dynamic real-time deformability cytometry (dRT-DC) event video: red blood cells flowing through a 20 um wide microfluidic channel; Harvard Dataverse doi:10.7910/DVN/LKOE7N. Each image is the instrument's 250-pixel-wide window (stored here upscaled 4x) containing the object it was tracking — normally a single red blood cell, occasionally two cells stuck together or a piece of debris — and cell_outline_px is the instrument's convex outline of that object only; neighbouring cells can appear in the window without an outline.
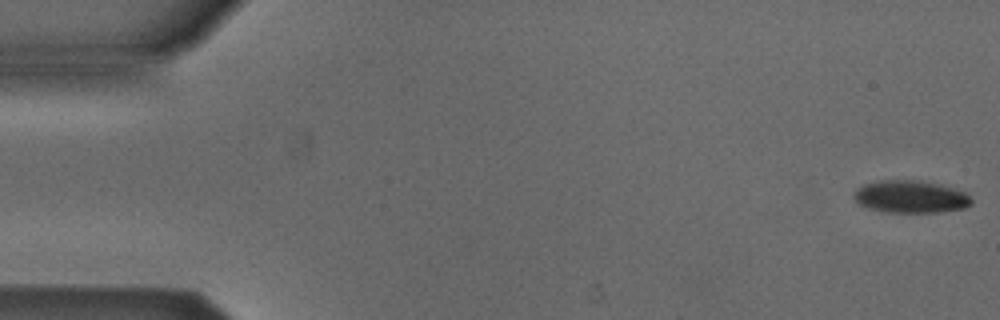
{"species": "Egyptian fruit bat (a non-hibernating species)", "species_latin": "Rousettus aegyptiacus", "temperature_condition": "cold", "stored_images_in_passage": 53, "camera_frame_rate_fps": 3000, "um_per_image_px": 0.085, "animal": {"sex": "male"}, "frame": {"image": 1, "passage_image": 1, "time_ms": 0.0, "image_size_px": [1000, 320], "cell_outline_px": [[972, 204], [964, 208], [940, 212], [888, 212], [868, 208], [860, 204], [852, 196], [852, 192], [856, 188], [864, 184], [880, 180], [920, 180], [940, 184], [964, 192], [972, 200]], "centroid_in_image_um": [77.37, 16.71], "position_along_channel_um": 7.6, "area_um2": 22.25}}
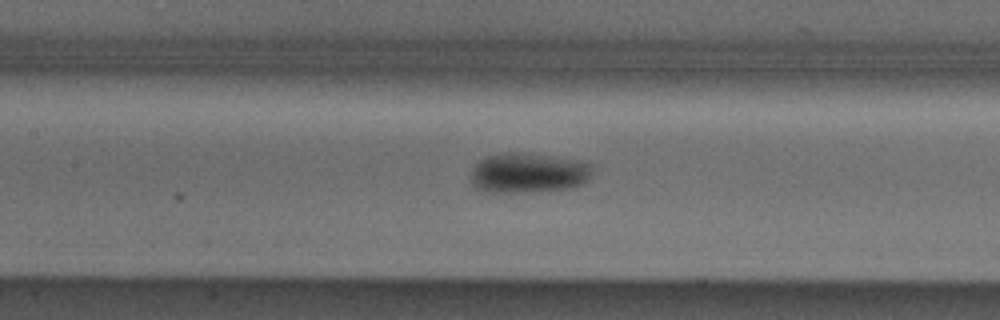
{"frame": {"image": 2, "passage_image": 24, "time_ms": 7.667, "image_size_px": [1000, 320], "cell_outline_px": [[592, 168], [588, 180], [584, 184], [568, 188], [528, 192], [484, 192], [476, 188], [472, 184], [472, 168], [480, 160], [488, 156], [504, 152], [520, 152], [552, 156], [576, 160], [592, 164]], "centroid_in_image_um": [44.89, 14.7], "position_along_channel_um": 162.5, "area_um2": 28.38}}
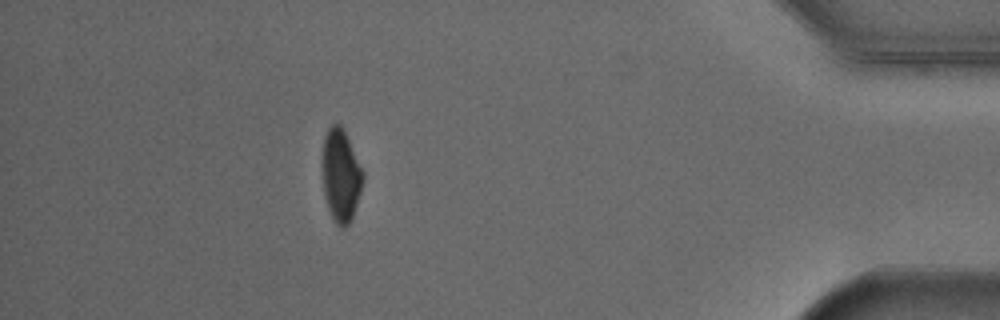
{"frame": {"image": 3, "passage_image": 47, "time_ms": 15.333, "image_size_px": [1000, 320], "cell_outline_px": [[364, 180], [352, 220], [344, 228], [340, 228], [332, 220], [324, 196], [324, 136], [328, 128], [332, 124], [340, 124], [344, 128], [364, 172]], "centroid_in_image_um": [29.01, 14.94], "position_along_channel_um": 406.2, "area_um2": 21.91}, "authors_computed_cell_mechanics": {"area_um2": 24.276, "velocity_mm_per_s": 3.8724, "shape_relaxation_time_tau1_ms": 4.8757, "shape_relaxation_time_tau2_ms": null, "deformation_change_tau1": 0.1266, "deformation_change_tau2": null}}